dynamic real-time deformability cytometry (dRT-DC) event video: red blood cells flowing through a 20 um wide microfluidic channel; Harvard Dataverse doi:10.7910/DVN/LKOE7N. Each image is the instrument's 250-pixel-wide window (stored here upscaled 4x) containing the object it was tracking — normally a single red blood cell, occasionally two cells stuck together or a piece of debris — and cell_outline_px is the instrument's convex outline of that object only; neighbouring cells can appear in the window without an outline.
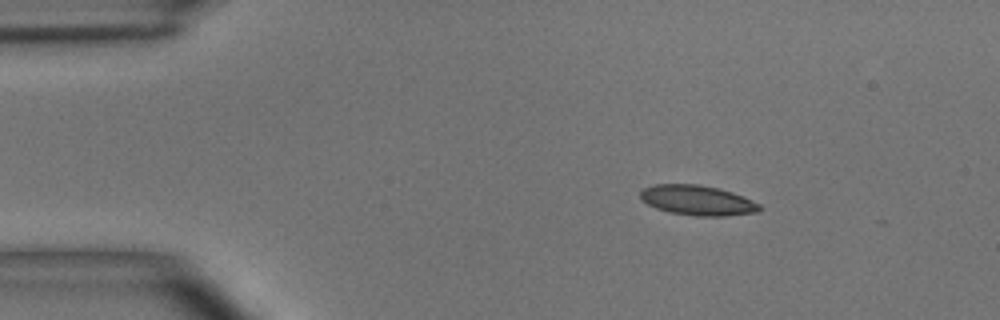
{"species": "common noctule bat (a hibernating species)", "species_latin": "Nyctalus noctula", "temperature_condition": "room temperature", "stored_images_in_passage": 4, "camera_frame_rate_fps": 3000, "um_per_image_px": 0.085, "animal": {"sex": "male", "body_mass_g": 15.6}, "frame": {"image": 1, "passage_image": 2, "time_ms": 1.333, "image_size_px": [1000, 320], "cell_outline_px": [[764, 208], [760, 212], [724, 216], [696, 216], [668, 212], [656, 208], [640, 200], [640, 192], [644, 188], [656, 184], [696, 184], [720, 188], [732, 192], [752, 200], [760, 204]], "centroid_in_image_um": [59.31, 17.03], "position_along_channel_um": 25.7, "area_um2": 21.04}}
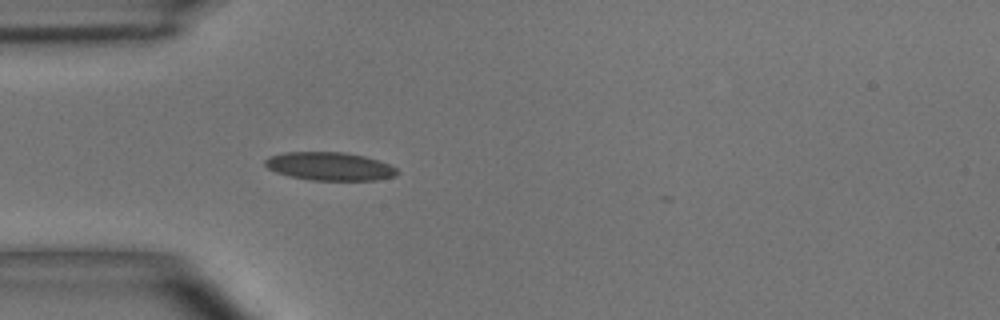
{"frame": {"image": 2, "passage_image": 4, "time_ms": 3.667, "image_size_px": [1000, 320], "cell_outline_px": [[400, 172], [396, 176], [376, 180], [312, 180], [288, 176], [276, 172], [268, 168], [264, 164], [264, 160], [268, 156], [284, 152], [344, 152], [364, 156], [388, 164], [396, 168]], "centroid_in_image_um": [28.0, 14.14], "position_along_channel_um": 57.0, "area_um2": 21.79}}